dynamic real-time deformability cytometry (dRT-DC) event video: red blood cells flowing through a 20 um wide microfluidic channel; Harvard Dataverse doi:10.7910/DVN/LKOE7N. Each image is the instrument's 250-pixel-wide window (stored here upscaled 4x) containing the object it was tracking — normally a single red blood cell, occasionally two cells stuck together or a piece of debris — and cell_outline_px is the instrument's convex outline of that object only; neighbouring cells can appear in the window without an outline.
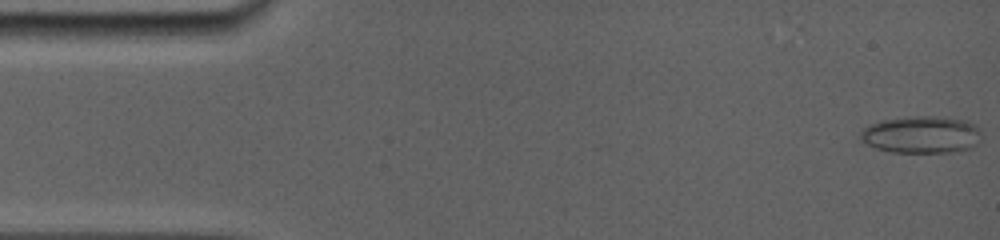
{"species": "common noctule bat (a hibernating species)", "species_latin": "Nyctalus noctula", "temperature_condition": "room temperature", "stored_images_in_passage": 60, "camera_frame_rate_fps": 5000, "um_per_image_px": 0.085, "animal": {"sex": "female", "body_mass_g": 19.0, "forearm_length_mm": 56.7}, "frame": {"image": 1, "passage_image": 1, "time_ms": 0.0, "image_size_px": [1000, 240], "cell_outline_px": [[980, 144], [972, 148], [952, 152], [888, 152], [876, 148], [860, 140], [860, 132], [868, 124], [880, 120], [912, 116], [944, 116], [968, 120], [980, 132]], "centroid_in_image_um": [78.32, 11.44], "position_along_channel_um": 6.7, "area_um2": 26.59}}
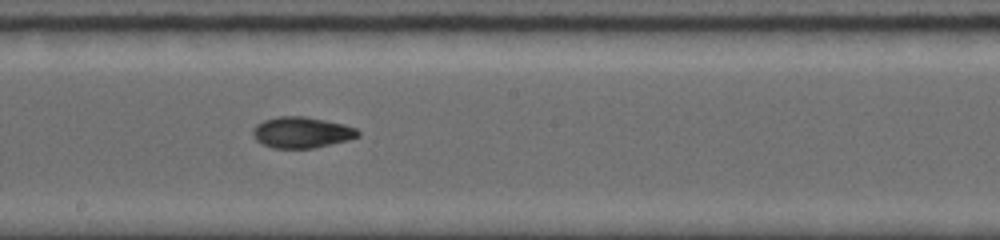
{"frame": {"image": 2, "passage_image": 42, "time_ms": 8.8, "image_size_px": [1000, 240], "cell_outline_px": [[360, 136], [348, 140], [316, 148], [272, 148], [256, 140], [252, 136], [252, 128], [256, 124], [264, 120], [280, 116], [304, 116], [344, 124], [356, 128], [360, 132]], "centroid_in_image_um": [25.64, 11.26], "position_along_channel_um": 222.6, "area_um2": 19.13}}
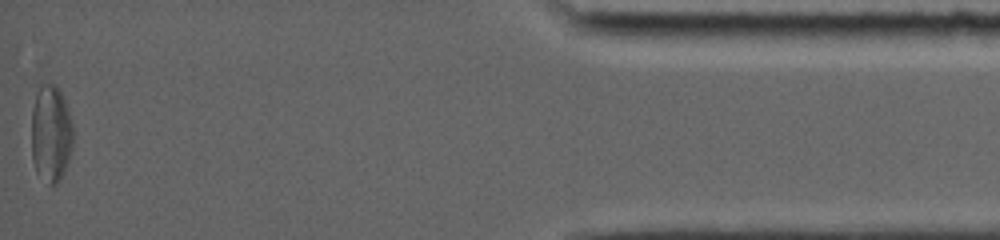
{"frame": {"image": 3, "passage_image": 60, "time_ms": 16.0, "image_size_px": [1000, 240], "cell_outline_px": [[72, 144], [68, 160], [64, 172], [60, 180], [56, 184], [48, 184], [36, 172], [32, 160], [32, 112], [36, 96], [40, 84], [52, 84], [64, 96], [72, 124]], "centroid_in_image_um": [4.32, 11.38], "position_along_channel_um": 430.9, "area_um2": 23.35}, "authors_computed_cell_mechanics": {"area_um2": 20.23, "velocity_mm_per_s": 3.8591, "shape_relaxation_time_tau1_ms": 6.9465, "shape_relaxation_time_tau2_ms": 6.4232, "deformation_change_tau1": 0.1606, "deformation_change_tau2": 0.1022}}